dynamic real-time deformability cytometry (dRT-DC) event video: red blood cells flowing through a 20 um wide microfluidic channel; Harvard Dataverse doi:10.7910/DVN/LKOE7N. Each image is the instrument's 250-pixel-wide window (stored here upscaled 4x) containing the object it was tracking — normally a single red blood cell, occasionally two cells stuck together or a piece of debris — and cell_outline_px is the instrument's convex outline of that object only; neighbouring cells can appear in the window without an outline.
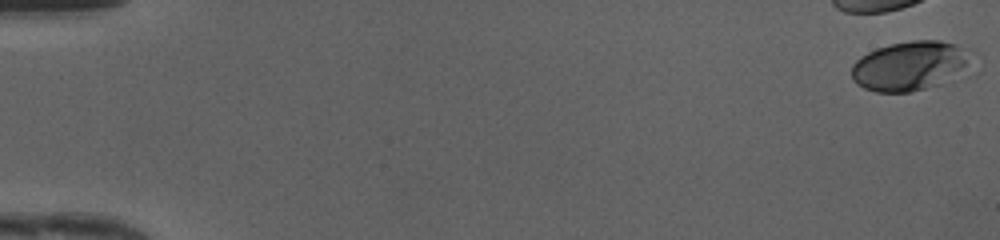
{"species": "human", "species_latin": "Homo sapiens", "temperature_condition": "cold", "stored_images_in_passage": 9, "camera_frame_rate_fps": 3000, "um_per_image_px": 0.085, "donor": {"sex": "female"}, "frame": {"image": 1, "passage_image": 1, "time_ms": 0.0, "image_size_px": [1000, 240], "cell_outline_px": [[968, 56], [964, 64], [960, 68], [940, 84], [912, 92], [876, 92], [864, 88], [856, 84], [852, 80], [852, 64], [860, 56], [876, 48], [892, 44], [912, 40], [940, 40], [956, 44]], "centroid_in_image_um": [77.16, 5.6], "position_along_channel_um": 7.8, "area_um2": 33.35}}